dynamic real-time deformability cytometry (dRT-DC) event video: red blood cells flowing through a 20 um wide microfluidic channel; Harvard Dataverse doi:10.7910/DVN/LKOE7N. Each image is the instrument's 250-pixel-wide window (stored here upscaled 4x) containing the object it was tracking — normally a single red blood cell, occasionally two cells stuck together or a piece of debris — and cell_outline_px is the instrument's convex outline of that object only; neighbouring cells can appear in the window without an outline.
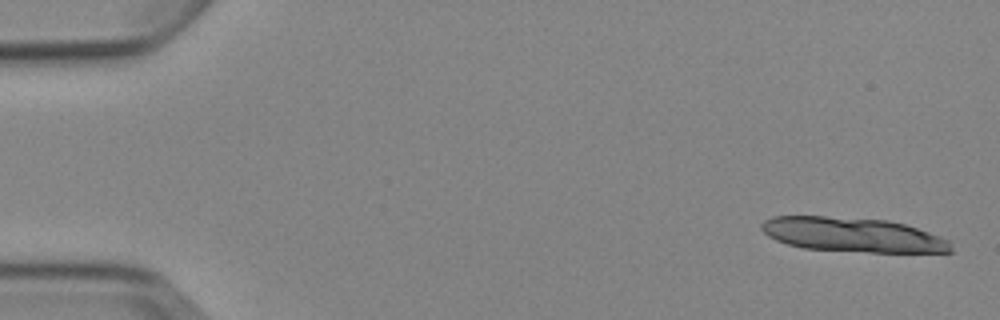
{"species": "Egyptian fruit bat (a non-hibernating species)", "species_latin": "Rousettus aegyptiacus", "temperature_condition": "cold", "stored_images_in_passage": 4, "camera_frame_rate_fps": 3000, "um_per_image_px": 0.085, "animal": {"sex": "female"}, "frame": {"image": 1, "passage_image": 1, "time_ms": 0.0, "image_size_px": [1000, 320], "cell_outline_px": [[952, 252], [868, 252], [804, 248], [788, 244], [776, 240], [768, 236], [760, 228], [760, 224], [764, 220], [772, 216], [824, 216], [888, 220], [904, 224], [940, 236], [948, 240], [952, 248]], "centroid_in_image_um": [72.45, 19.95], "position_along_channel_um": 12.6, "area_um2": 37.86}}